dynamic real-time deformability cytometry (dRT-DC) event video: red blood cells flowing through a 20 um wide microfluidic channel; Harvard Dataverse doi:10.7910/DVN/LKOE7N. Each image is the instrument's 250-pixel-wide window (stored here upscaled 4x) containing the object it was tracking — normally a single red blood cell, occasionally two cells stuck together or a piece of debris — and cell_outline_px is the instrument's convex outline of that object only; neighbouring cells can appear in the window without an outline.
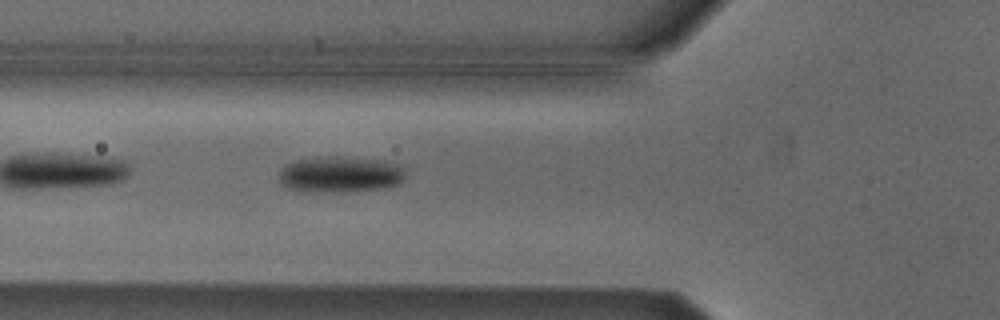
{"species": "Egyptian fruit bat (a non-hibernating species)", "species_latin": "Rousettus aegyptiacus", "temperature_condition": "cold", "stored_images_in_passage": 6, "camera_frame_rate_fps": 3000, "um_per_image_px": 0.085, "animal": {"sex": "male"}, "frame": {"image": 1, "passage_image": 6, "time_ms": 1.667, "image_size_px": [1000, 320], "cell_outline_px": [[404, 176], [400, 184], [388, 188], [340, 192], [300, 192], [288, 188], [280, 180], [280, 168], [284, 164], [296, 160], [316, 156], [352, 156], [384, 160], [400, 164], [404, 168]], "centroid_in_image_um": [28.93, 14.81], "position_along_channel_um": 96.9, "area_um2": 27.51}}